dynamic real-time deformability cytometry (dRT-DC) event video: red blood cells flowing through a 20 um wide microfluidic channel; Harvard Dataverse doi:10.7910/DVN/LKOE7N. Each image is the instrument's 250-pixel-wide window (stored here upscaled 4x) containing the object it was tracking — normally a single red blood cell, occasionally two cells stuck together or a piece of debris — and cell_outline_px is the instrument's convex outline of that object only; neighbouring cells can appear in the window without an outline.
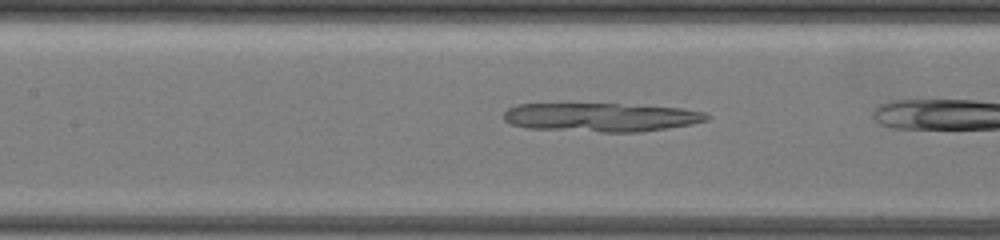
{"species": "common noctule bat (a hibernating species)", "species_latin": "Nyctalus noctula", "temperature_condition": "warm", "stored_images_in_passage": 8, "camera_frame_rate_fps": 3000, "um_per_image_px": 0.085, "animal": {"sex": "female", "body_mass_g": 19.5, "forearm_length_mm": 54.1}, "frame": {"image": 1, "passage_image": 7, "time_ms": 2.0, "image_size_px": [1000, 240], "cell_outline_px": [[712, 116], [708, 120], [692, 124], [640, 132], [600, 132], [528, 128], [512, 124], [504, 120], [504, 112], [508, 108], [520, 104], [620, 104], [680, 108], [704, 112]], "centroid_in_image_um": [51.11, 9.97], "position_along_channel_um": 156.3, "area_um2": 33.87}}